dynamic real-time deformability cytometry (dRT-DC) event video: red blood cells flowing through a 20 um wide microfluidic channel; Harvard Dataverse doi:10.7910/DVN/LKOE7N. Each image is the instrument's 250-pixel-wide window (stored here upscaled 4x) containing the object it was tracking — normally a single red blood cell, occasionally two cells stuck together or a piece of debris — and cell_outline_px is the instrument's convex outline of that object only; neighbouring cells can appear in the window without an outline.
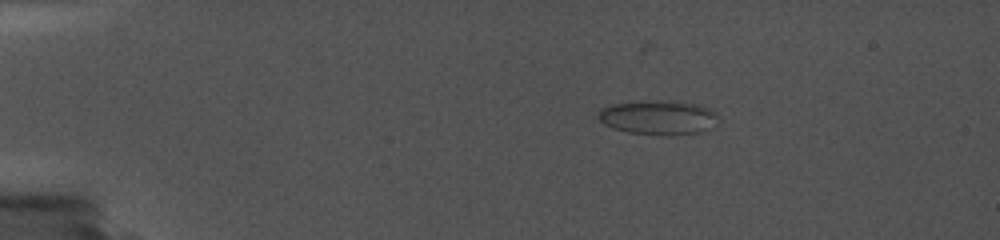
{"species": "common noctule bat (a hibernating species)", "species_latin": "Nyctalus noctula", "temperature_condition": "cold", "stored_images_in_passage": 11, "camera_frame_rate_fps": 5000, "um_per_image_px": 0.085, "animal": {"sex": "female", "body_mass_g": 19.0, "forearm_length_mm": 56.7}, "frame": {"image": 1, "passage_image": 4, "time_ms": 2.8, "image_size_px": [1000, 240], "cell_outline_px": [[716, 116], [708, 128], [700, 132], [668, 136], [628, 132], [612, 128], [604, 124], [596, 116], [596, 112], [600, 108], [612, 104], [644, 100], [672, 100], [696, 104], [712, 108], [716, 112]], "centroid_in_image_um": [55.88, 9.96], "position_along_channel_um": 29.1, "area_um2": 24.22}}
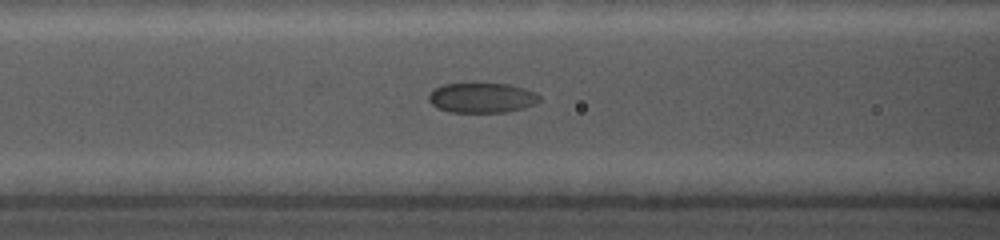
{"frame": {"image": 2, "passage_image": 11, "time_ms": 8.0, "image_size_px": [1000, 240], "cell_outline_px": [[540, 100], [536, 104], [524, 108], [504, 112], [448, 112], [432, 104], [428, 100], [428, 96], [436, 88], [444, 84], [508, 84], [524, 88], [536, 92], [540, 96]], "centroid_in_image_um": [41.0, 8.32], "position_along_channel_um": 125.6, "area_um2": 19.19}}